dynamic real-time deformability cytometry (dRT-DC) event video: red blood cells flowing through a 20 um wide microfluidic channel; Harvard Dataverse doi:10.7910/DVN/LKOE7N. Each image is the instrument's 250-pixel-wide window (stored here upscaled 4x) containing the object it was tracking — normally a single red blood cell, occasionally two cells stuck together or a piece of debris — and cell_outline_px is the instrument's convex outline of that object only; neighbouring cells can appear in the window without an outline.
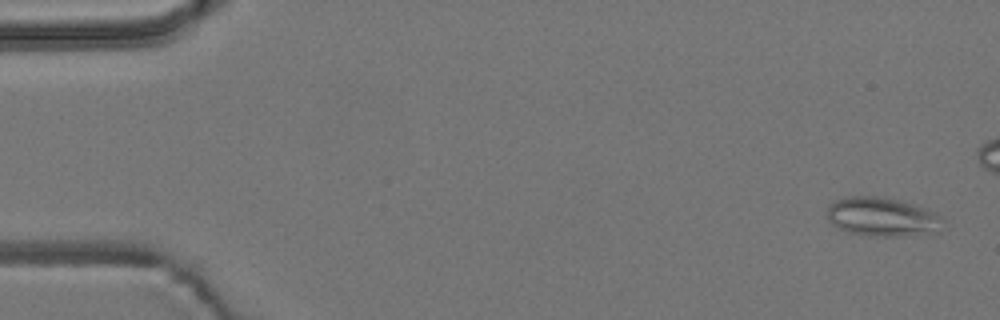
{"species": "common noctule bat (a hibernating species)", "species_latin": "Nyctalus noctula", "temperature_condition": "room temperature", "stored_images_in_passage": 5, "camera_frame_rate_fps": 3000, "um_per_image_px": 0.085, "animal": {"sex": "male", "body_mass_g": 19.2, "forearm_length_mm": 51.8}, "frame": {"image": 1, "passage_image": 1, "time_ms": 0.0, "image_size_px": [1000, 320], "cell_outline_px": [[944, 220], [940, 232], [896, 236], [868, 236], [848, 232], [832, 224], [828, 220], [828, 204], [836, 200], [848, 196], [884, 196], [916, 204], [928, 208], [944, 216]], "centroid_in_image_um": [75.05, 18.42], "position_along_channel_um": 10.0, "area_um2": 26.82}}